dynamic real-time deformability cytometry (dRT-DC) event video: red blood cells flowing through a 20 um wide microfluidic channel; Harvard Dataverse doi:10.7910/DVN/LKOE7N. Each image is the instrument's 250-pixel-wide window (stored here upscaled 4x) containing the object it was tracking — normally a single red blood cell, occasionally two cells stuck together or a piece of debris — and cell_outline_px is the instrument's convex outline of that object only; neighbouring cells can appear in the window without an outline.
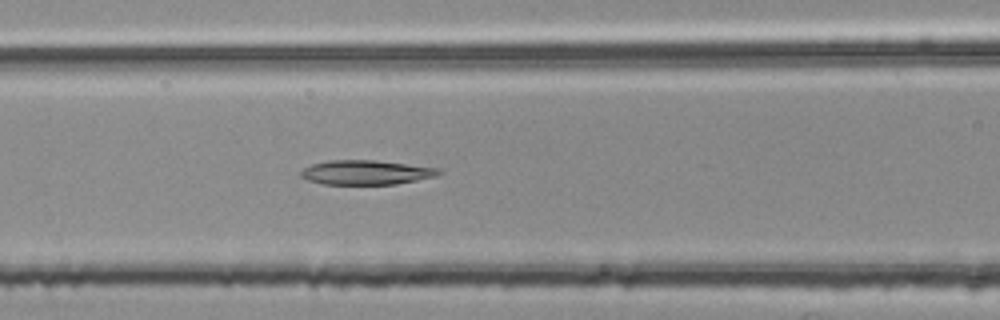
{"species": "common noctule bat (a hibernating species)", "species_latin": "Nyctalus noctula", "temperature_condition": "room temperature", "stored_images_in_passage": 53, "segment_of_instrument_passage": [2, 2], "camera_frame_rate_fps": 3000, "um_per_image_px": 0.085, "animal": {"sex": "female", "body_mass_g": 25.1}, "frame": {"image": 1, "passage_image": 22, "time_ms": 7.0, "image_size_px": [1000, 320], "cell_outline_px": [[444, 172], [436, 176], [396, 184], [324, 184], [308, 180], [300, 176], [300, 172], [304, 168], [312, 164], [328, 160], [376, 160], [436, 168]], "centroid_in_image_um": [31.09, 14.65], "position_along_channel_um": 135.5, "area_um2": 19.48}}
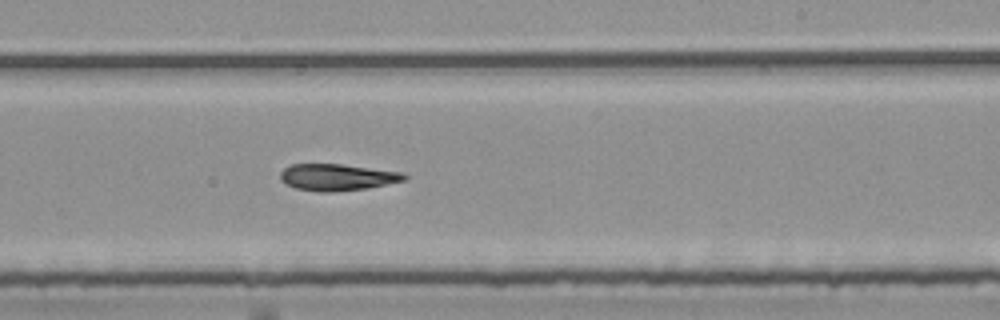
{"frame": {"image": 2, "passage_image": 32, "time_ms": 10.333, "image_size_px": [1000, 320], "cell_outline_px": [[408, 176], [404, 180], [368, 188], [332, 192], [316, 192], [296, 188], [280, 180], [280, 172], [284, 168], [292, 164], [340, 164], [404, 172]], "centroid_in_image_um": [28.66, 15.06], "position_along_channel_um": 260.3, "area_um2": 19.25}}
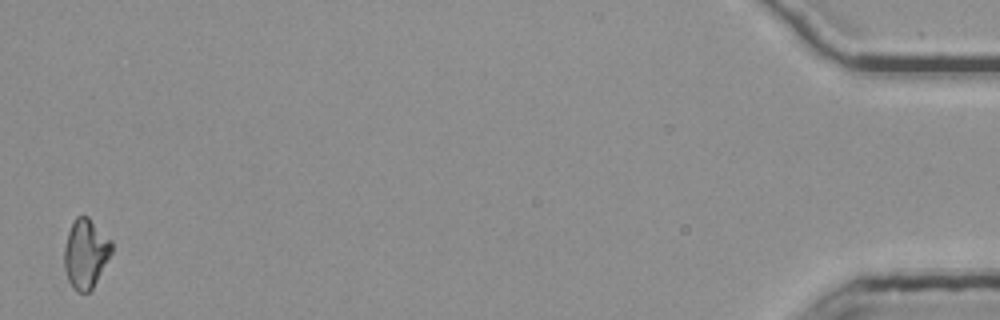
{"frame": {"image": 3, "passage_image": 53, "time_ms": 17.333, "image_size_px": [1000, 320], "cell_outline_px": [[112, 252], [92, 288], [88, 292], [76, 292], [72, 288], [68, 280], [64, 268], [64, 248], [68, 232], [76, 216], [88, 216], [112, 240]], "centroid_in_image_um": [7.27, 21.55], "position_along_channel_um": 427.9, "area_um2": 19.07}}